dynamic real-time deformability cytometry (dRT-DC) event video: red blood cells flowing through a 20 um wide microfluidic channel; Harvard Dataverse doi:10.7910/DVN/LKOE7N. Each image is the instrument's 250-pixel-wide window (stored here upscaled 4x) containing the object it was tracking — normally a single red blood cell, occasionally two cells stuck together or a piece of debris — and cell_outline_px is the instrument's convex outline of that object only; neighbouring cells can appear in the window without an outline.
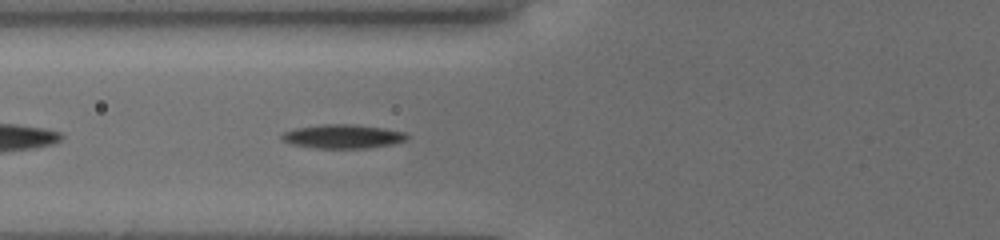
{"species": "common noctule bat (a hibernating species)", "species_latin": "Nyctalus noctula", "temperature_condition": "cold", "stored_images_in_passage": 39, "camera_frame_rate_fps": 3000, "um_per_image_px": 0.085, "animal": {"sex": "female", "body_mass_g": 19.5, "forearm_length_mm": 54.1}, "frame": {"image": 1, "passage_image": 4, "time_ms": 1.333, "image_size_px": [1000, 240], "cell_outline_px": [[408, 136], [404, 140], [392, 144], [368, 148], [312, 148], [288, 144], [280, 136], [284, 132], [296, 128], [324, 124], [352, 124], [384, 128], [404, 132]], "centroid_in_image_um": [29.1, 11.6], "position_along_channel_um": 96.7, "area_um2": 17.4}}
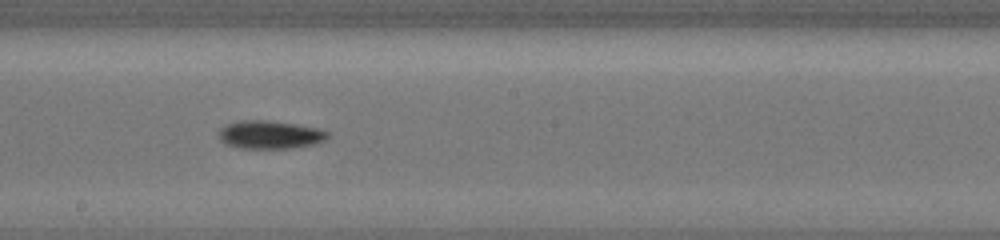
{"frame": {"image": 2, "passage_image": 15, "time_ms": 4.667, "image_size_px": [1000, 240], "cell_outline_px": [[328, 136], [324, 140], [312, 144], [292, 148], [240, 148], [224, 144], [220, 140], [220, 128], [228, 124], [244, 120], [260, 120], [292, 124], [316, 128], [328, 132]], "centroid_in_image_um": [22.9, 11.46], "position_along_channel_um": 225.3, "area_um2": 17.4}}
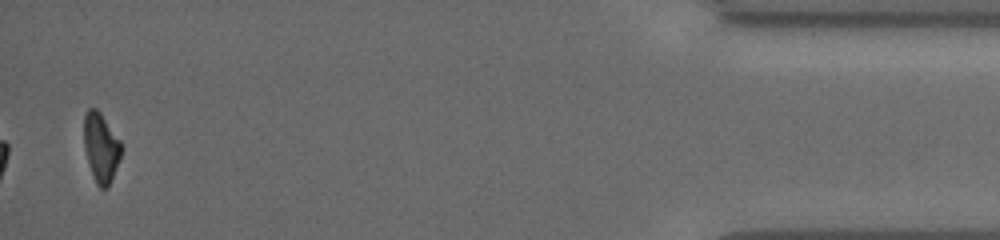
{"frame": {"image": 3, "passage_image": 38, "time_ms": 11.667, "image_size_px": [1000, 240], "cell_outline_px": [[120, 160], [108, 188], [100, 188], [96, 184], [84, 148], [84, 116], [88, 108], [96, 108], [100, 112], [120, 140]], "centroid_in_image_um": [8.58, 12.54], "position_along_channel_um": 426.6, "area_um2": 14.85}, "authors_computed_cell_mechanics": {"area_um2": 16.2996, "velocity_mm_per_s": 3.8481, "shape_relaxation_time_tau1_ms": 3.8619, "shape_relaxation_time_tau2_ms": null, "deformation_change_tau1": 0.1457, "deformation_change_tau2": null}}